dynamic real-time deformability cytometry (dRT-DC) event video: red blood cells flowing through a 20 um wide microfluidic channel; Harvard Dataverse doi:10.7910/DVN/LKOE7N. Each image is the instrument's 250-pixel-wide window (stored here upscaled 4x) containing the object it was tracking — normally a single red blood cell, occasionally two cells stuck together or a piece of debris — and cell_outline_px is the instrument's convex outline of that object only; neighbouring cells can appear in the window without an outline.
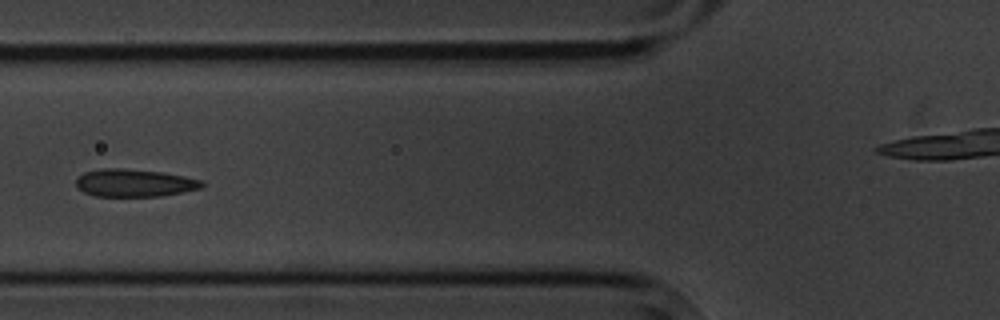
{"species": "common noctule bat (a hibernating species)", "species_latin": "Nyctalus noctula", "temperature_condition": "cold", "stored_images_in_passage": 7, "camera_frame_rate_fps": 3000, "um_per_image_px": 0.085, "animal": {"sex": "male", "body_mass_g": 20.1, "forearm_length_mm": 53.5}, "frame": {"image": 1, "passage_image": 7, "time_ms": 7.0, "image_size_px": [1000, 320], "cell_outline_px": [[204, 184], [200, 188], [160, 196], [96, 196], [84, 192], [76, 188], [76, 180], [84, 172], [104, 168], [124, 168], [164, 172], [204, 180]], "centroid_in_image_um": [11.42, 15.54], "position_along_channel_um": 114.4, "area_um2": 20.29}}